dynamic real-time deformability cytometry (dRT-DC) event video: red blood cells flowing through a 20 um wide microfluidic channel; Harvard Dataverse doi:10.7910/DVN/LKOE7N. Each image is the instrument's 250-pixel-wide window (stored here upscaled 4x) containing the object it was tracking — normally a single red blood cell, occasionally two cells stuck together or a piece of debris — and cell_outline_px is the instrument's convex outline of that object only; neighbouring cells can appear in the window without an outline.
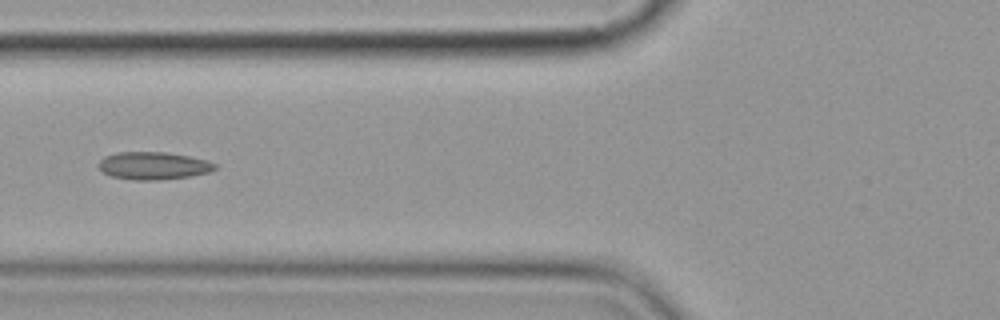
{"species": "common noctule bat (a hibernating species)", "species_latin": "Nyctalus noctula", "temperature_condition": "cold", "stored_images_in_passage": 4, "camera_frame_rate_fps": 3000, "um_per_image_px": 0.085, "animal": {"sex": "female", "body_mass_g": 19.9}, "frame": {"image": 1, "passage_image": 2, "time_ms": 1.333, "image_size_px": [1000, 320], "cell_outline_px": [[216, 168], [208, 172], [192, 176], [160, 180], [132, 180], [112, 176], [104, 172], [96, 164], [104, 156], [116, 152], [168, 152], [208, 160], [216, 164]], "centroid_in_image_um": [13.03, 14.08], "position_along_channel_um": 112.8, "area_um2": 18.84}}
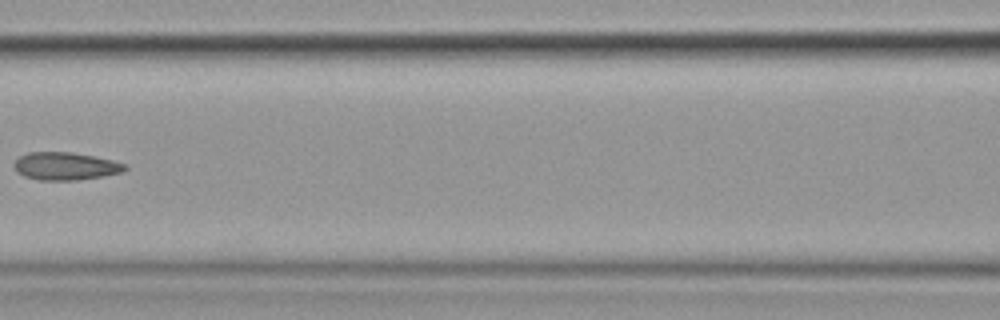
{"frame": {"image": 2, "passage_image": 3, "time_ms": 2.667, "image_size_px": [1000, 320], "cell_outline_px": [[128, 168], [124, 172], [104, 176], [76, 180], [40, 180], [24, 176], [16, 172], [12, 164], [20, 156], [28, 152], [72, 152], [112, 160], [124, 164]], "centroid_in_image_um": [5.54, 14.12], "position_along_channel_um": 161.1, "area_um2": 17.98}}
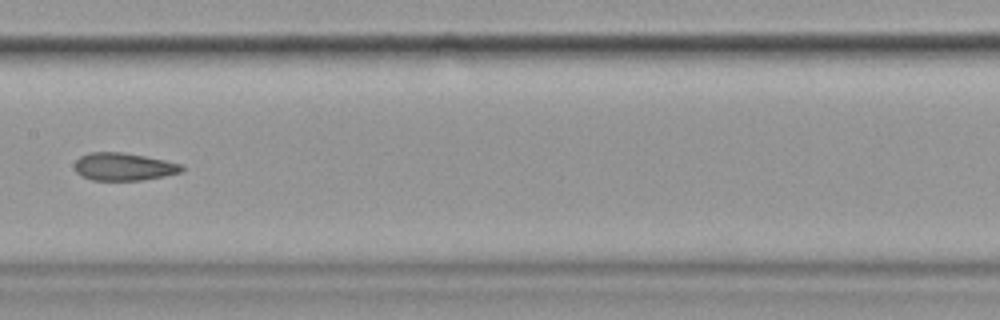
{"frame": {"image": 3, "passage_image": 4, "time_ms": 3.667, "image_size_px": [1000, 320], "cell_outline_px": [[184, 172], [164, 176], [140, 180], [92, 180], [80, 176], [76, 172], [76, 160], [80, 156], [88, 152], [124, 152], [164, 160], [180, 164], [184, 168]], "centroid_in_image_um": [10.51, 14.17], "position_along_channel_um": 196.9, "area_um2": 17.28}}